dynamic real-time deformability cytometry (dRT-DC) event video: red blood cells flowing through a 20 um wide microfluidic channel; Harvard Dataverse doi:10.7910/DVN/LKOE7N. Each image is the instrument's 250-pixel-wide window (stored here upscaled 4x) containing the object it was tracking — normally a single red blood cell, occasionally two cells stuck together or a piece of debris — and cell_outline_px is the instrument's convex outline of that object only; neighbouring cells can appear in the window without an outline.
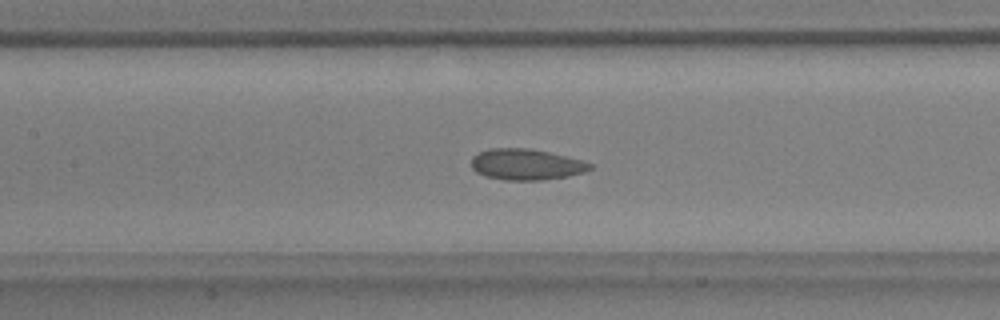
{"species": "common noctule bat (a hibernating species)", "species_latin": "Nyctalus noctula", "temperature_condition": "warm", "stored_images_in_passage": 48, "camera_frame_rate_fps": 3000, "um_per_image_px": 0.085, "animal": {"sex": "male", "body_mass_g": 17.9, "forearm_length_mm": 54.2}, "frame": {"image": 1, "passage_image": 26, "time_ms": 8.333, "image_size_px": [1000, 320], "cell_outline_px": [[592, 168], [584, 172], [568, 176], [540, 180], [504, 180], [484, 176], [476, 172], [472, 168], [472, 156], [488, 148], [528, 148], [548, 152], [584, 160], [592, 164]], "centroid_in_image_um": [44.72, 13.98], "position_along_channel_um": 162.7, "area_um2": 21.5}}
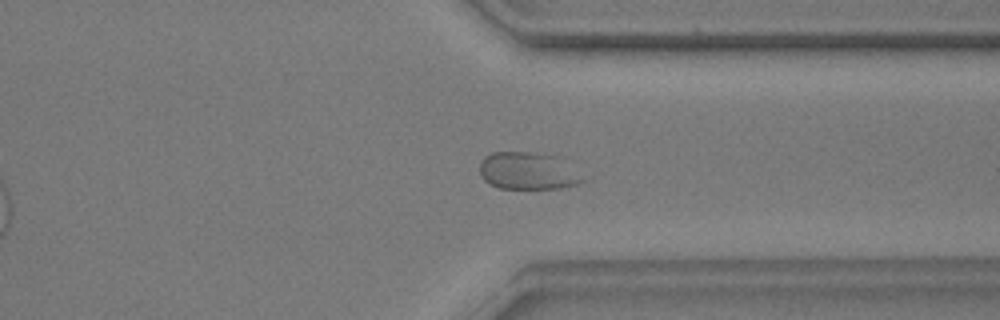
{"frame": {"image": 2, "passage_image": 43, "time_ms": 14.0, "image_size_px": [1000, 320], "cell_outline_px": [[584, 180], [576, 184], [560, 188], [500, 188], [488, 184], [480, 176], [480, 160], [484, 156], [492, 152], [528, 152], [560, 156]], "centroid_in_image_um": [44.8, 14.52], "position_along_channel_um": 366.6, "area_um2": 22.31}}
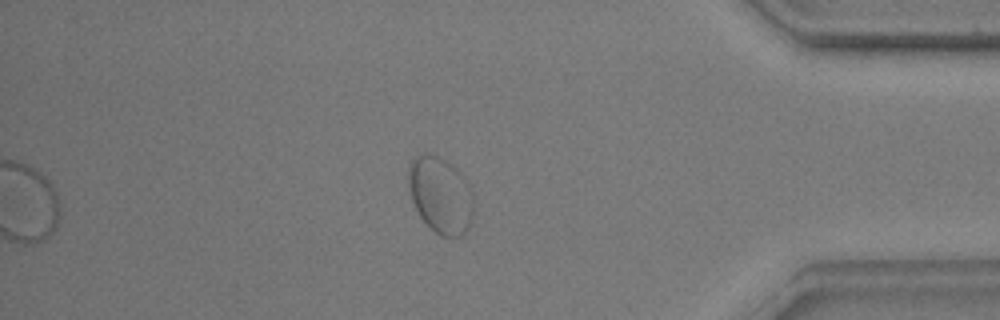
{"frame": {"image": 3, "passage_image": 48, "time_ms": 15.667, "image_size_px": [1000, 320], "cell_outline_px": [[472, 216], [468, 228], [464, 236], [440, 236], [420, 216], [412, 200], [408, 188], [408, 164], [416, 156], [424, 152], [428, 152], [444, 160], [456, 168], [464, 176], [472, 192]], "centroid_in_image_um": [37.43, 16.56], "position_along_channel_um": 397.8, "area_um2": 28.96}, "authors_computed_cell_mechanics": {"area_um2": 22.3686, "velocity_mm_per_s": 3.5988, "shape_relaxation_time_tau1_ms": 5.1902, "shape_relaxation_time_tau2_ms": null, "deformation_change_tau1": 0.119, "deformation_change_tau2": null}}